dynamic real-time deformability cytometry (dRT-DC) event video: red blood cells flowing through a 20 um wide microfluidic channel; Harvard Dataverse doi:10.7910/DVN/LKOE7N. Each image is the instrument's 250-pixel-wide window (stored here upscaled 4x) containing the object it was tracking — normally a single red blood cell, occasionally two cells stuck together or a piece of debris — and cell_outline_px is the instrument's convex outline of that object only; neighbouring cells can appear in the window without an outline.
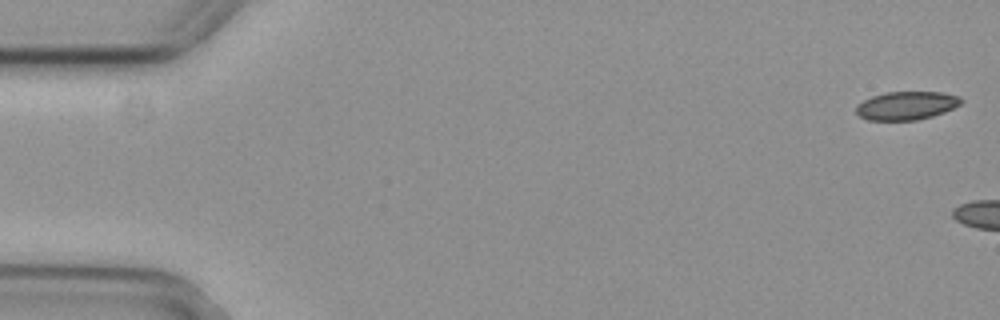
{"species": "common noctule bat (a hibernating species)", "species_latin": "Nyctalus noctula", "temperature_condition": "cold", "stored_images_in_passage": 7, "camera_frame_rate_fps": 3000, "um_per_image_px": 0.085, "animal": {"sex": "female", "body_mass_g": 29.2, "forearm_length_mm": 56.3}, "frame": {"image": 1, "passage_image": 1, "time_ms": 0.0, "image_size_px": [1000, 320], "cell_outline_px": [[964, 100], [960, 104], [944, 112], [932, 116], [916, 120], [868, 120], [860, 116], [856, 112], [856, 104], [872, 96], [888, 92], [940, 92], [960, 96]], "centroid_in_image_um": [77.05, 8.97], "position_along_channel_um": 8.0, "area_um2": 17.28}}
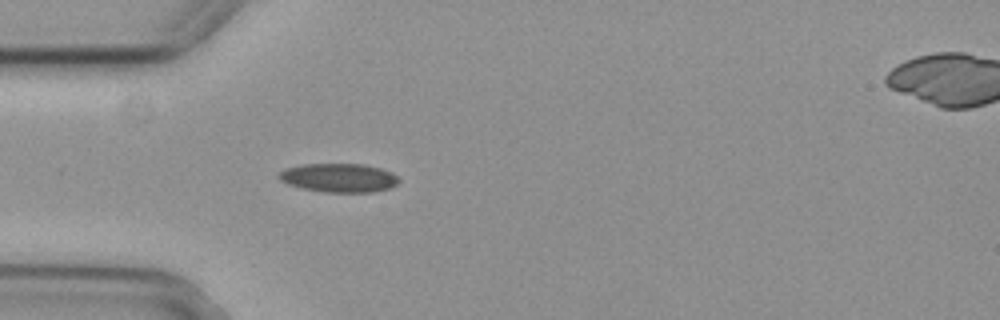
{"frame": {"image": 2, "passage_image": 6, "time_ms": 1.667, "image_size_px": [1000, 320], "cell_outline_px": [[400, 180], [396, 184], [388, 188], [372, 192], [324, 192], [300, 188], [288, 184], [280, 180], [276, 176], [280, 172], [288, 168], [304, 164], [364, 164], [380, 168], [392, 172]], "centroid_in_image_um": [28.79, 15.11], "position_along_channel_um": 56.2, "area_um2": 20.06}}